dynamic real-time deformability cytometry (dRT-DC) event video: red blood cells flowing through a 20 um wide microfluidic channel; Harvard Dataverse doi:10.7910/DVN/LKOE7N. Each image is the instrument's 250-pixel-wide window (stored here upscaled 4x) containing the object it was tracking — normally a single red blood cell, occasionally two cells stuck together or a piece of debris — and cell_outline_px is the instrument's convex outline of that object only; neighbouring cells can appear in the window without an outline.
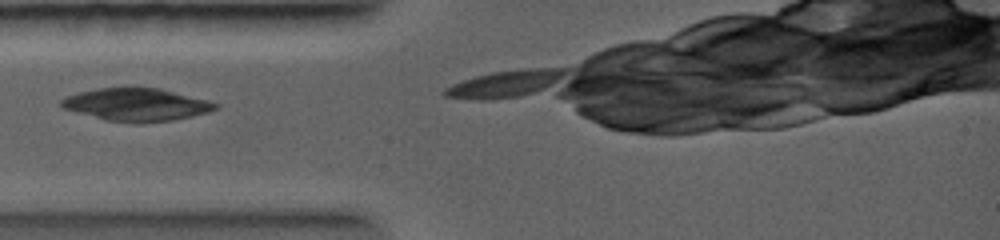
{"species": "common noctule bat (a hibernating species)", "species_latin": "Nyctalus noctula", "temperature_condition": "warm", "stored_images_in_passage": 6, "camera_frame_rate_fps": 5000, "um_per_image_px": 0.085, "animal": {"sex": "female", "body_mass_g": 19.0, "forearm_length_mm": 56.7}, "frame": {"image": 1, "passage_image": 1, "time_ms": 0.0, "image_size_px": [1000, 240], "cell_outline_px": [[220, 108], [208, 112], [192, 116], [172, 120], [140, 124], [136, 124], [104, 120], [76, 112], [64, 108], [60, 104], [60, 100], [68, 96], [80, 92], [100, 88], [160, 88], [208, 100], [220, 104]], "centroid_in_image_um": [11.64, 8.91], "position_along_channel_um": 73.4, "area_um2": 29.42}}